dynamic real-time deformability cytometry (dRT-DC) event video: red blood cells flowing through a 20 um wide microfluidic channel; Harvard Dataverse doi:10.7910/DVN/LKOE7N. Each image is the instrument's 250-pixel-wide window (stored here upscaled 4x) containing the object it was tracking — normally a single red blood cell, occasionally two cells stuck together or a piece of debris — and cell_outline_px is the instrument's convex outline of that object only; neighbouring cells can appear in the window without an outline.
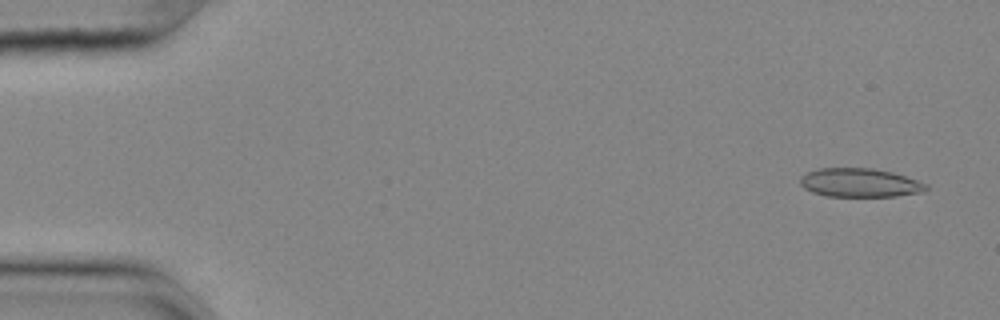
{"species": "common noctule bat (a hibernating species)", "species_latin": "Nyctalus noctula", "temperature_condition": "cold", "stored_images_in_passage": 55, "camera_frame_rate_fps": 3000, "um_per_image_px": 0.085, "animal": {"sex": "female", "body_mass_g": 25.1}, "frame": {"image": 1, "passage_image": 3, "time_ms": 0.667, "image_size_px": [1000, 320], "cell_outline_px": [[928, 188], [924, 192], [896, 196], [824, 196], [812, 192], [804, 188], [800, 184], [800, 176], [808, 172], [820, 168], [872, 168], [892, 172], [928, 184]], "centroid_in_image_um": [73.07, 15.53], "position_along_channel_um": 11.9, "area_um2": 21.1}}
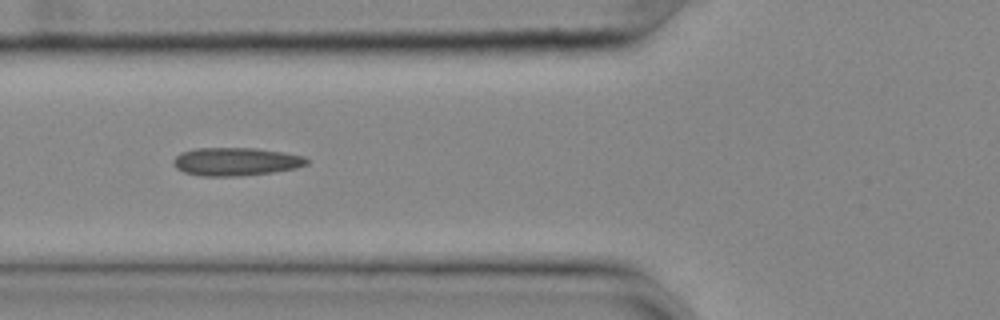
{"frame": {"image": 2, "passage_image": 21, "time_ms": 6.667, "image_size_px": [1000, 320], "cell_outline_px": [[308, 164], [296, 168], [272, 172], [240, 176], [200, 176], [184, 172], [176, 168], [172, 164], [172, 160], [180, 152], [196, 148], [256, 148], [284, 152], [304, 156], [308, 160]], "centroid_in_image_um": [20.02, 13.73], "position_along_channel_um": 105.8, "area_um2": 22.02}}
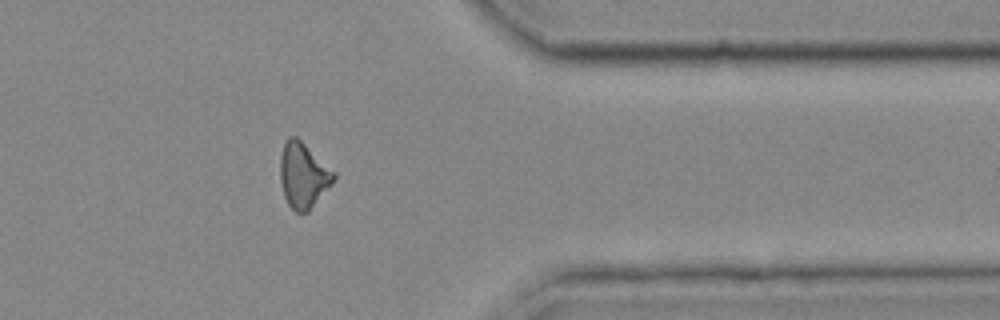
{"frame": {"image": 3, "passage_image": 45, "time_ms": 14.667, "image_size_px": [1000, 320], "cell_outline_px": [[336, 176], [332, 184], [308, 212], [296, 212], [288, 204], [284, 196], [280, 180], [280, 156], [284, 144], [288, 136], [296, 136], [336, 172]], "centroid_in_image_um": [25.78, 14.89], "position_along_channel_um": 385.6, "area_um2": 20.4}, "authors_computed_cell_mechanics": {"area_um2": 20.6346, "velocity_mm_per_s": 3.6598, "shape_relaxation_time_tau1_ms": null, "shape_relaxation_time_tau2_ms": 3.73, "deformation_change_tau1": null, "deformation_change_tau2": 0.109}}